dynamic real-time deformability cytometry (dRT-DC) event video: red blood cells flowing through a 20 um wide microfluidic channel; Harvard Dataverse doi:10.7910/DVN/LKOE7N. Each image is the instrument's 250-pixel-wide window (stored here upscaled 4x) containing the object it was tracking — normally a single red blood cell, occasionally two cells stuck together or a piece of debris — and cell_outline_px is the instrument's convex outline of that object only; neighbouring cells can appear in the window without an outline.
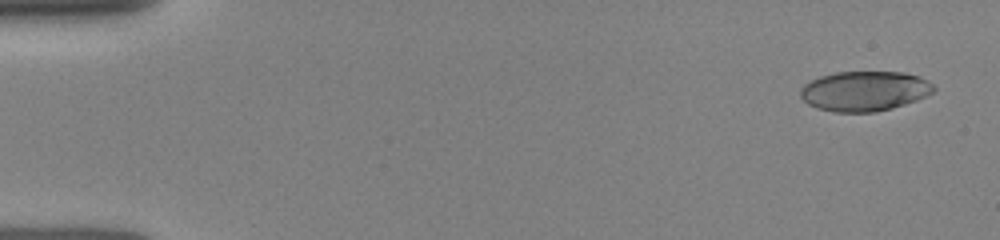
{"species": "human", "species_latin": "Homo sapiens", "temperature_condition": "room temperature", "stored_images_in_passage": 39, "camera_frame_rate_fps": 3000, "um_per_image_px": 0.085, "donor": {"sex": "female"}, "frame": {"image": 1, "passage_image": 1, "time_ms": 0.0, "image_size_px": [1000, 240], "cell_outline_px": [[936, 88], [932, 92], [916, 100], [892, 108], [876, 112], [836, 112], [816, 108], [808, 104], [800, 96], [800, 88], [804, 84], [820, 76], [836, 72], [904, 72], [920, 76], [928, 80]], "centroid_in_image_um": [73.47, 7.74], "position_along_channel_um": 11.5, "area_um2": 31.04}}
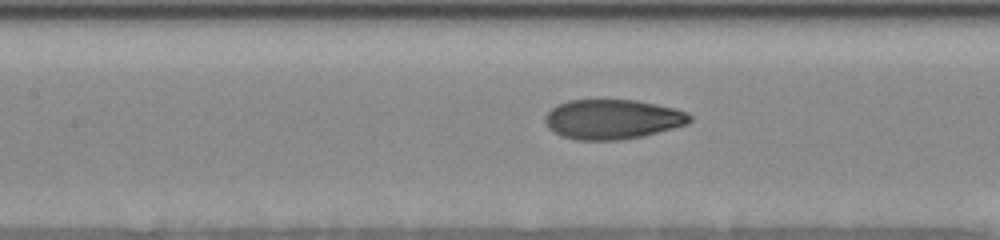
{"frame": {"image": 2, "passage_image": 20, "time_ms": 6.667, "image_size_px": [1000, 240], "cell_outline_px": [[692, 120], [688, 124], [644, 136], [620, 140], [576, 140], [560, 136], [548, 128], [544, 120], [544, 116], [556, 104], [568, 100], [636, 100], [676, 108], [688, 112], [692, 116]], "centroid_in_image_um": [52.06, 10.14], "position_along_channel_um": 155.3, "area_um2": 33.87}}
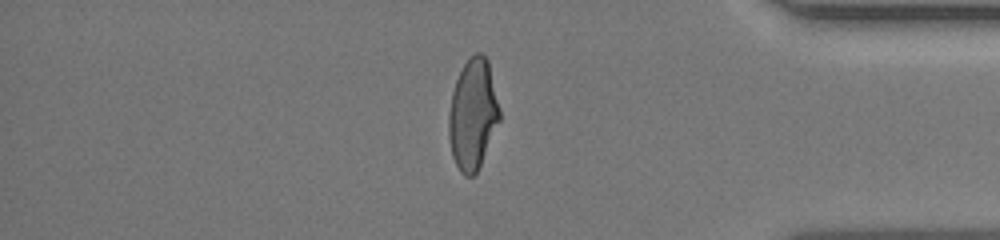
{"frame": {"image": 3, "passage_image": 34, "time_ms": 13.0, "image_size_px": [1000, 240], "cell_outline_px": [[500, 120], [480, 164], [476, 172], [472, 176], [464, 176], [460, 172], [452, 156], [448, 136], [448, 116], [452, 92], [456, 80], [464, 64], [476, 52], [480, 52], [488, 60], [500, 112]], "centroid_in_image_um": [40.17, 9.73], "position_along_channel_um": 395.0, "area_um2": 32.43}}